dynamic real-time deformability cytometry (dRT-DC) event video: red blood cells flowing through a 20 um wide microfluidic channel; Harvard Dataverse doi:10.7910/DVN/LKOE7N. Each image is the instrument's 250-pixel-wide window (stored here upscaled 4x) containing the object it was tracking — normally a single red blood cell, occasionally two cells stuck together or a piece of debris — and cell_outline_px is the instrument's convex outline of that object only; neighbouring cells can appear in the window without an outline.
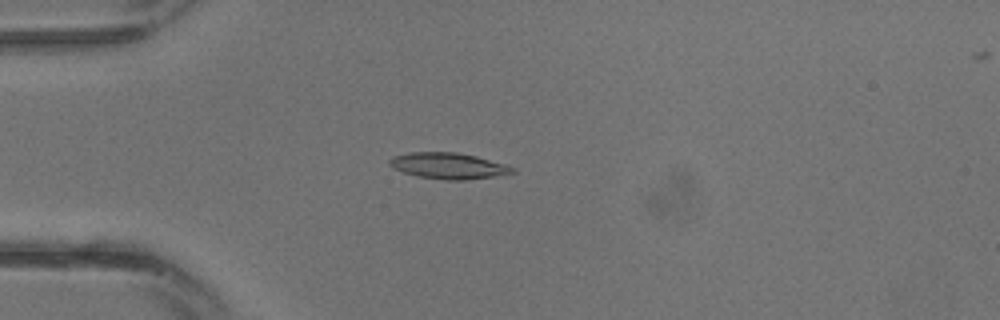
{"species": "common noctule bat (a hibernating species)", "species_latin": "Nyctalus noctula", "temperature_condition": "warm", "stored_images_in_passage": 6, "camera_frame_rate_fps": 3000, "um_per_image_px": 0.085, "animal": {"sex": "male", "body_mass_g": 13.3}, "frame": {"image": 1, "passage_image": 1, "time_ms": 0.0, "image_size_px": [1000, 320], "cell_outline_px": [[516, 172], [492, 176], [464, 180], [444, 180], [416, 176], [392, 168], [388, 164], [388, 160], [392, 156], [408, 152], [456, 152], [476, 156], [504, 164], [516, 168]], "centroid_in_image_um": [38.06, 14.09], "position_along_channel_um": 46.9, "area_um2": 18.73}}
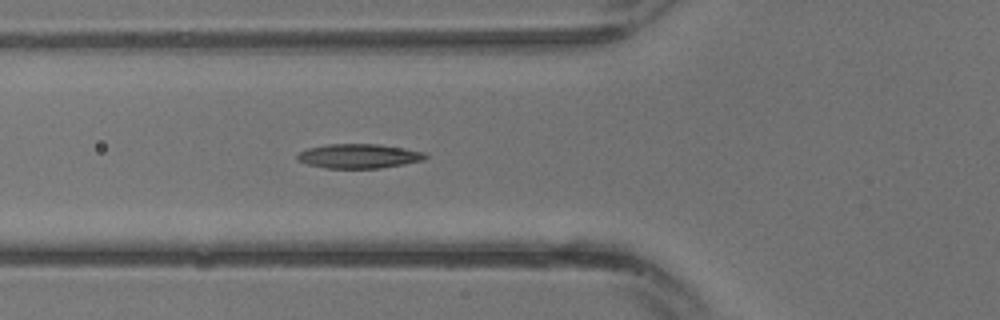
{"frame": {"image": 2, "passage_image": 4, "time_ms": 1.0, "image_size_px": [1000, 320], "cell_outline_px": [[428, 156], [424, 160], [404, 164], [380, 168], [324, 168], [308, 164], [296, 160], [296, 156], [300, 152], [308, 148], [324, 144], [376, 144], [404, 148], [428, 152]], "centroid_in_image_um": [30.52, 13.26], "position_along_channel_um": 95.3, "area_um2": 18.32}}
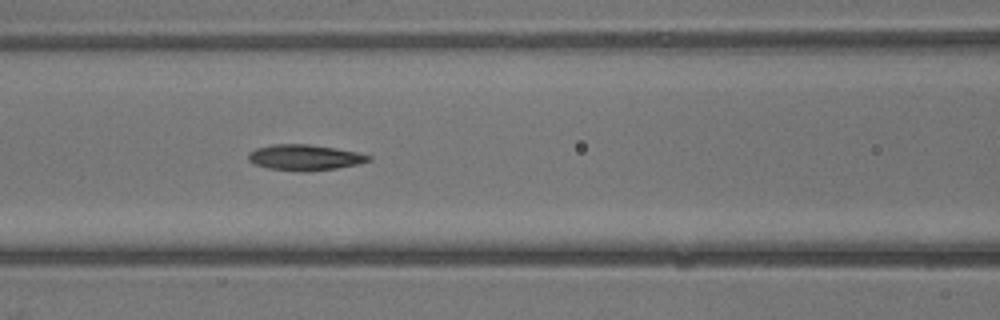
{"frame": {"image": 3, "passage_image": 6, "time_ms": 1.667, "image_size_px": [1000, 320], "cell_outline_px": [[372, 160], [360, 164], [336, 168], [308, 172], [300, 172], [268, 168], [252, 164], [248, 160], [248, 152], [256, 148], [272, 144], [308, 144], [356, 152], [372, 156]], "centroid_in_image_um": [25.87, 13.4], "position_along_channel_um": 140.7, "area_um2": 18.21}}